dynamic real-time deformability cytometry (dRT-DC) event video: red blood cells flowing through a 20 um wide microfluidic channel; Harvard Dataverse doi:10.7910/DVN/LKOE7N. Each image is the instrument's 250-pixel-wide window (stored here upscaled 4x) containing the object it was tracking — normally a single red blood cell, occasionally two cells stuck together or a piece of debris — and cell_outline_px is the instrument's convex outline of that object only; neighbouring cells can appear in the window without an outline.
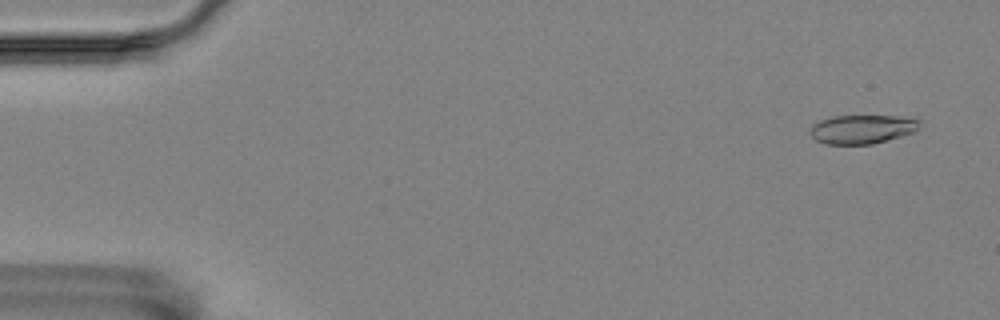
{"species": "Egyptian fruit bat (a non-hibernating species)", "species_latin": "Rousettus aegyptiacus", "temperature_condition": "room temperature", "stored_images_in_passage": 56, "camera_frame_rate_fps": 3000, "um_per_image_px": 0.085, "animal": {"sex": "female"}, "frame": {"image": 1, "passage_image": 3, "time_ms": 0.667, "image_size_px": [1000, 320], "cell_outline_px": [[920, 120], [916, 132], [872, 144], [824, 144], [816, 140], [808, 132], [812, 124], [820, 120], [832, 116], [896, 116]], "centroid_in_image_um": [73.24, 10.98], "position_along_channel_um": 11.8, "area_um2": 18.44}}
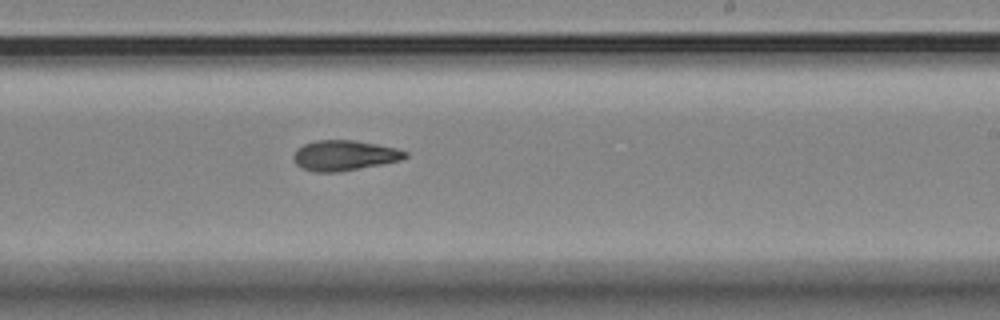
{"frame": {"image": 2, "passage_image": 34, "time_ms": 11.0, "image_size_px": [1000, 320], "cell_outline_px": [[408, 156], [400, 160], [380, 164], [336, 172], [316, 172], [300, 168], [296, 164], [292, 156], [296, 148], [304, 144], [316, 140], [356, 140], [396, 148], [408, 152]], "centroid_in_image_um": [29.22, 13.2], "position_along_channel_um": 259.8, "area_um2": 19.65}}
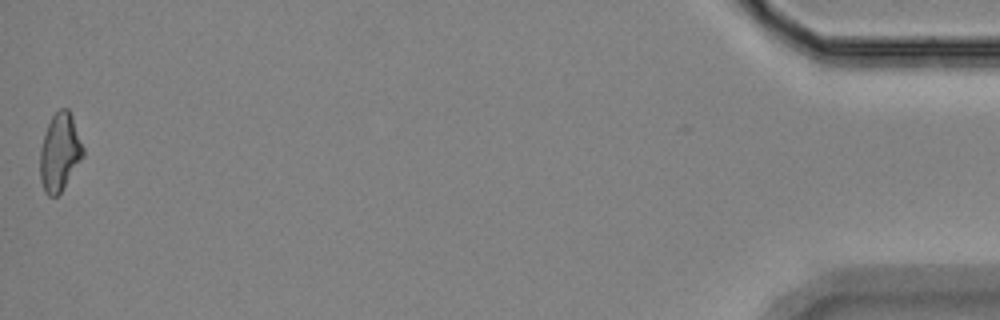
{"frame": {"image": 3, "passage_image": 56, "time_ms": 18.333, "image_size_px": [1000, 320], "cell_outline_px": [[84, 156], [60, 192], [56, 196], [48, 196], [44, 192], [40, 180], [40, 148], [48, 124], [52, 116], [60, 108], [68, 108], [72, 116], [84, 148]], "centroid_in_image_um": [5.07, 12.94], "position_along_channel_um": 430.1, "area_um2": 19.36}, "authors_computed_cell_mechanics": {"area_um2": 19.4786, "velocity_mm_per_s": 3.5624, "shape_relaxation_time_tau1_ms": 10.9697, "shape_relaxation_time_tau2_ms": 5.917, "deformation_change_tau1": 0.232, "deformation_change_tau2": 0.1398}}